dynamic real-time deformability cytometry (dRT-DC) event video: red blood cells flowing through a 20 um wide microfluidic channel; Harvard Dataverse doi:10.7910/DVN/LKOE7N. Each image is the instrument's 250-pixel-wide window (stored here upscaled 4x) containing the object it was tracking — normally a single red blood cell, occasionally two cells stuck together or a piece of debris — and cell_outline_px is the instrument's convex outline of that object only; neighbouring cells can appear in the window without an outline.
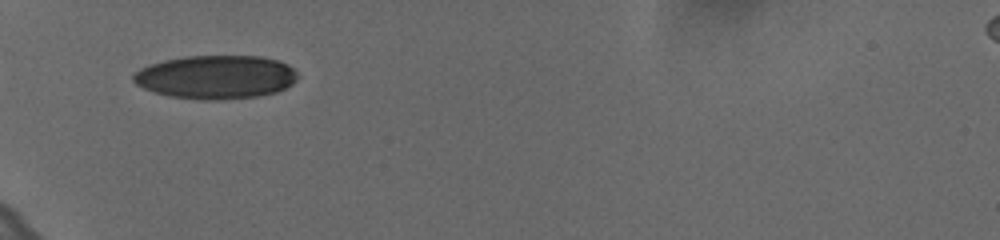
{"species": "human", "species_latin": "Homo sapiens", "temperature_condition": "cold", "stored_images_in_passage": 21, "camera_frame_rate_fps": 3000, "um_per_image_px": 0.085, "donor": {"sex": "female"}, "frame": {"image": 1, "passage_image": 1, "time_ms": 0.0, "image_size_px": [1000, 240], "cell_outline_px": [[300, 76], [292, 84], [276, 92], [256, 96], [220, 100], [204, 100], [172, 96], [156, 92], [144, 88], [136, 84], [132, 80], [132, 76], [140, 68], [164, 60], [184, 56], [260, 56], [280, 60], [288, 64]], "centroid_in_image_um": [18.38, 6.54], "position_along_channel_um": 66.6, "area_um2": 41.67}}
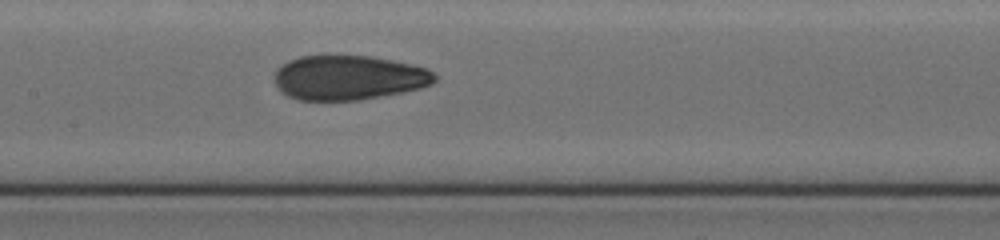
{"frame": {"image": 2, "passage_image": 11, "time_ms": 3.333, "image_size_px": [1000, 240], "cell_outline_px": [[436, 80], [432, 84], [420, 88], [360, 100], [296, 100], [280, 92], [276, 84], [276, 68], [288, 60], [300, 56], [328, 52], [372, 56], [412, 64], [428, 68], [436, 72]], "centroid_in_image_um": [29.61, 6.55], "position_along_channel_um": 177.8, "area_um2": 42.77}}
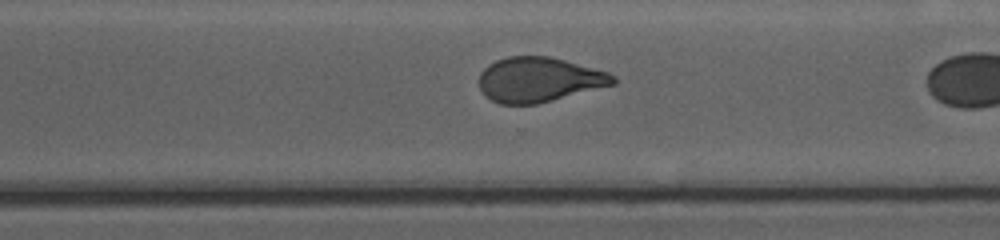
{"frame": {"image": 3, "passage_image": 20, "time_ms": 6.333, "image_size_px": [1000, 240], "cell_outline_px": [[616, 84], [536, 104], [500, 104], [484, 96], [480, 88], [480, 72], [488, 64], [496, 60], [508, 56], [548, 56], [564, 60], [608, 72], [616, 76]], "centroid_in_image_um": [45.8, 6.77], "position_along_channel_um": 324.8, "area_um2": 34.91}}